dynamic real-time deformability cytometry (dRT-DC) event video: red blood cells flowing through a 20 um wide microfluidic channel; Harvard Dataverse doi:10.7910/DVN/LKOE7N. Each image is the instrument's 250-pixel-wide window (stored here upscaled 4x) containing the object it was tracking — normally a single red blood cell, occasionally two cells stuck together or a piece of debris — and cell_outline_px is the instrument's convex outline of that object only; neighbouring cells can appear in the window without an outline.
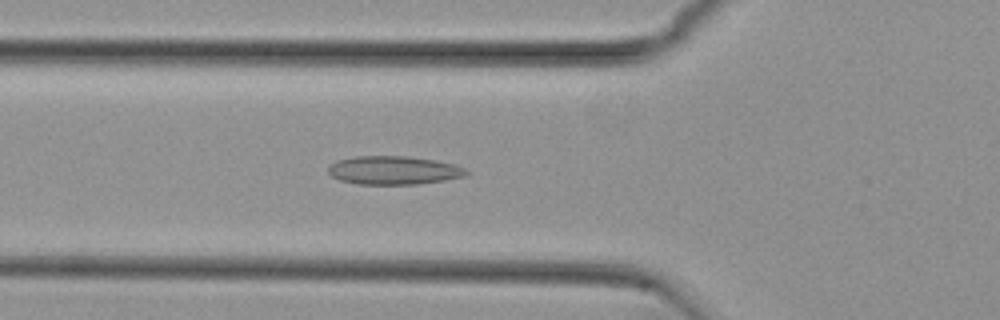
{"species": "common noctule bat (a hibernating species)", "species_latin": "Nyctalus noctula", "temperature_condition": "cold", "stored_images_in_passage": 40, "camera_frame_rate_fps": 3000, "um_per_image_px": 0.085, "animal": {"sex": "female", "body_mass_g": 29.2, "forearm_length_mm": 56.3}, "frame": {"image": 1, "passage_image": 5, "time_ms": 1.333, "image_size_px": [1000, 320], "cell_outline_px": [[468, 172], [464, 176], [444, 180], [416, 184], [356, 184], [340, 180], [332, 176], [328, 172], [328, 164], [336, 160], [356, 156], [408, 156], [436, 160], [456, 164], [464, 168]], "centroid_in_image_um": [33.43, 14.46], "position_along_channel_um": 92.4, "area_um2": 23.0}}
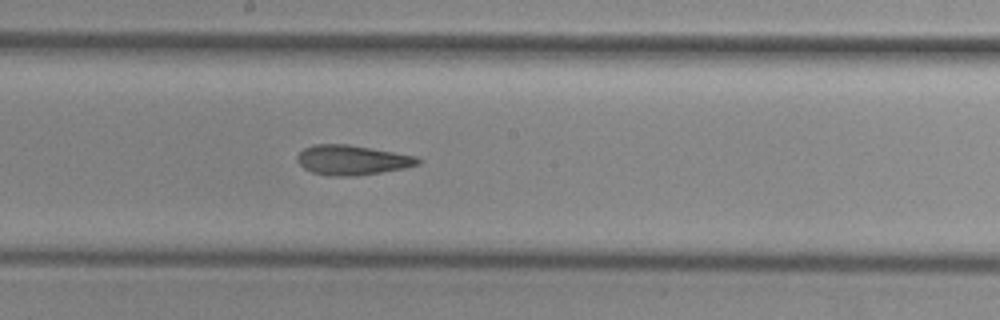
{"frame": {"image": 2, "passage_image": 15, "time_ms": 4.667, "image_size_px": [1000, 320], "cell_outline_px": [[424, 160], [420, 164], [404, 168], [356, 176], [328, 176], [312, 172], [304, 168], [296, 160], [296, 156], [304, 148], [316, 144], [348, 144], [416, 156]], "centroid_in_image_um": [29.93, 13.6], "position_along_channel_um": 218.3, "area_um2": 20.98}}
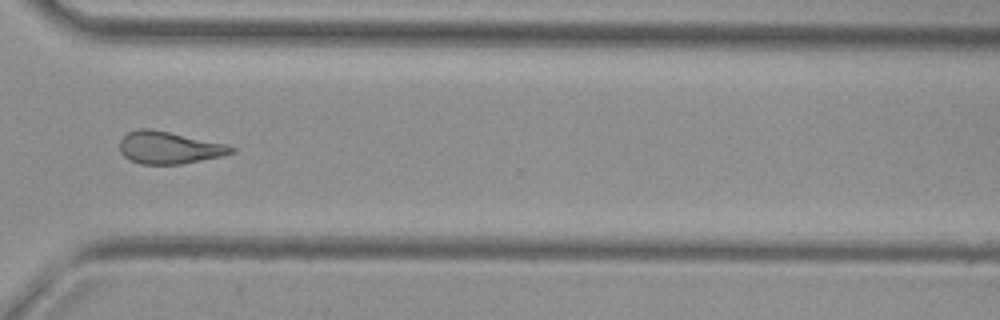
{"frame": {"image": 3, "passage_image": 26, "time_ms": 8.333, "image_size_px": [1000, 320], "cell_outline_px": [[236, 152], [224, 156], [180, 164], [140, 164], [128, 160], [120, 152], [120, 140], [128, 132], [140, 128], [148, 128], [168, 132], [224, 144], [236, 148]], "centroid_in_image_um": [14.35, 12.57], "position_along_channel_um": 356.2, "area_um2": 20.87}, "authors_computed_cell_mechanics": {"area_um2": 21.2126, "velocity_mm_per_s": 3.7615, "shape_relaxation_time_tau1_ms": null, "shape_relaxation_time_tau2_ms": 3.5723, "deformation_change_tau1": null, "deformation_change_tau2": 0.1019}}